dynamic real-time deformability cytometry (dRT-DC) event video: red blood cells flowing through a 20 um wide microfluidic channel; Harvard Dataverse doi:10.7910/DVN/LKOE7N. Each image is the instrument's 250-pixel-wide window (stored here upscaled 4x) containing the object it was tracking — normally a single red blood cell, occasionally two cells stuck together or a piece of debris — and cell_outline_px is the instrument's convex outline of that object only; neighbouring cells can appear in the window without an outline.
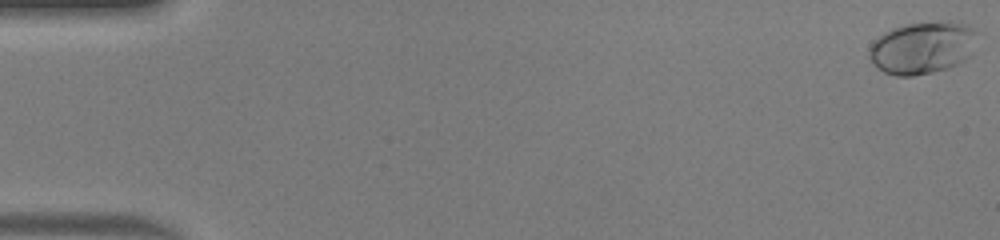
{"species": "human", "species_latin": "Homo sapiens", "temperature_condition": "warm", "stored_images_in_passage": 17, "camera_frame_rate_fps": 3000, "um_per_image_px": 0.085, "donor": {"sex": "male"}, "frame": {"image": 1, "passage_image": 1, "time_ms": 0.0, "image_size_px": [1000, 240], "cell_outline_px": [[976, 32], [968, 56], [964, 60], [948, 68], [932, 72], [912, 76], [896, 76], [884, 72], [872, 64], [868, 56], [868, 48], [872, 40], [884, 32], [892, 28], [904, 24], [948, 20], [968, 24]], "centroid_in_image_um": [78.32, 4.04], "position_along_channel_um": 6.7, "area_um2": 33.06}}
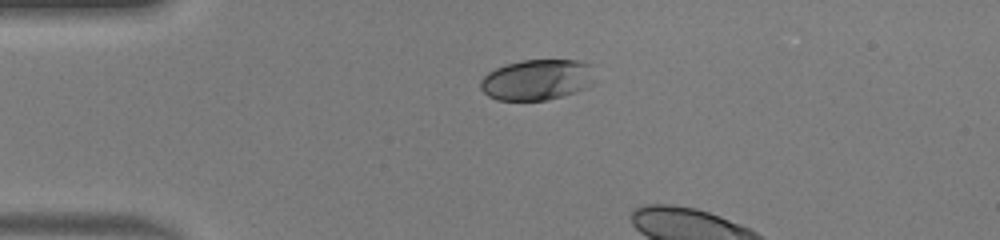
{"frame": {"image": 2, "passage_image": 13, "time_ms": 4.0, "image_size_px": [1000, 240], "cell_outline_px": [[588, 64], [584, 88], [576, 92], [544, 100], [496, 100], [488, 96], [480, 88], [480, 80], [488, 72], [496, 68], [520, 60], [576, 60]], "centroid_in_image_um": [45.45, 6.79], "position_along_channel_um": 39.5, "area_um2": 26.07}}